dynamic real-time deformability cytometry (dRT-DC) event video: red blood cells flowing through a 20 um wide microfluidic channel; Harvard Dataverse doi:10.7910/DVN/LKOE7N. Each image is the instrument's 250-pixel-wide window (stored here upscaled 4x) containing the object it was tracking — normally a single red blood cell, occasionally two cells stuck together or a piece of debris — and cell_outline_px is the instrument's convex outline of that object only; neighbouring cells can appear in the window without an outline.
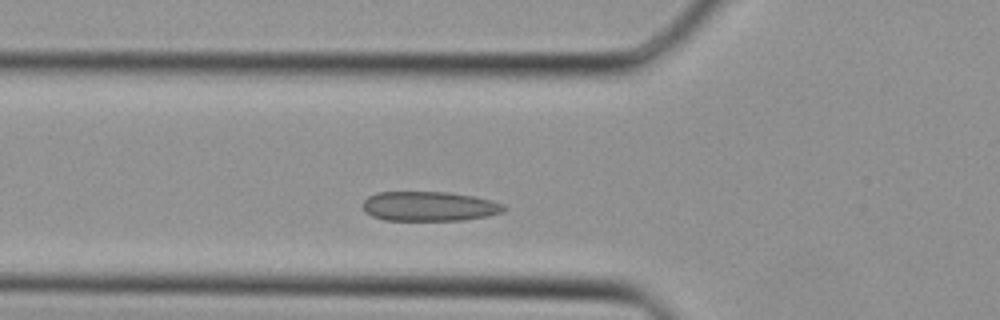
{"species": "Egyptian fruit bat (a non-hibernating species)", "species_latin": "Rousettus aegyptiacus", "temperature_condition": "cold", "stored_images_in_passage": 27, "camera_frame_rate_fps": 3000, "um_per_image_px": 0.085, "animal": {"sex": "female"}, "frame": {"image": 1, "passage_image": 2, "time_ms": 0.333, "image_size_px": [1000, 320], "cell_outline_px": [[508, 208], [504, 212], [488, 216], [464, 220], [384, 220], [372, 216], [364, 212], [364, 200], [368, 196], [376, 192], [448, 192], [472, 196], [492, 200], [504, 204]], "centroid_in_image_um": [36.52, 17.54], "position_along_channel_um": 89.3, "area_um2": 24.51}}
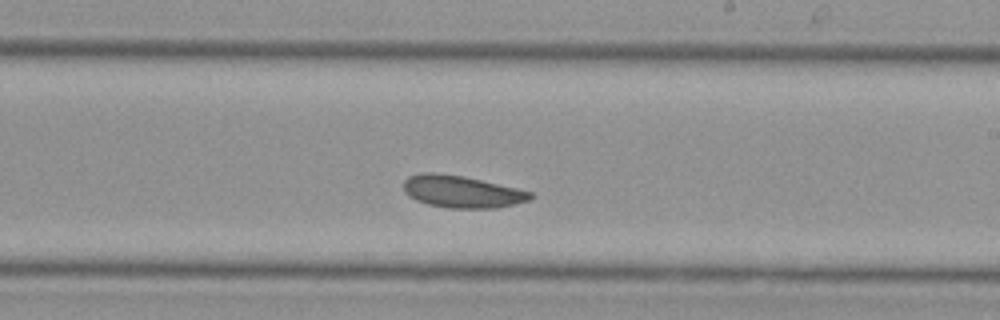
{"frame": {"image": 2, "passage_image": 11, "time_ms": 3.333, "image_size_px": [1000, 320], "cell_outline_px": [[536, 196], [528, 200], [496, 208], [448, 208], [428, 204], [416, 200], [408, 196], [404, 192], [404, 180], [408, 176], [420, 172], [432, 172], [464, 176], [516, 188], [532, 192]], "centroid_in_image_um": [39.22, 16.28], "position_along_channel_um": 249.8, "area_um2": 23.76}}
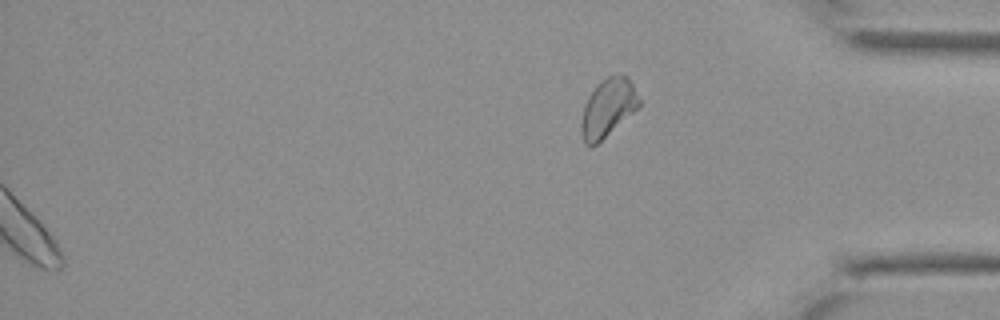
{"frame": {"image": 3, "passage_image": 27, "time_ms": 8.667, "image_size_px": [1000, 320], "cell_outline_px": [[640, 108], [596, 144], [584, 144], [580, 132], [580, 124], [584, 104], [588, 96], [608, 76], [628, 76], [640, 100]], "centroid_in_image_um": [51.67, 9.2], "position_along_channel_um": 383.5, "area_um2": 19.31}}